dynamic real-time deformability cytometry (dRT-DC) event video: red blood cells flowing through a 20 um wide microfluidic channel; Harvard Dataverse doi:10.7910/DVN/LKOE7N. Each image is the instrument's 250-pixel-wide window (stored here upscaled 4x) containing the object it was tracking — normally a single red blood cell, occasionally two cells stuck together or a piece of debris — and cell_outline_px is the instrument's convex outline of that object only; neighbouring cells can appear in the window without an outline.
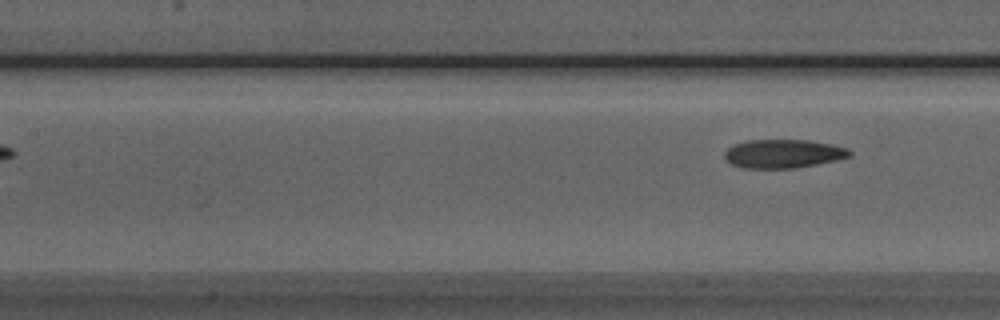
{"species": "Egyptian fruit bat (a non-hibernating species)", "species_latin": "Rousettus aegyptiacus", "temperature_condition": "room temperature", "stored_images_in_passage": 4, "camera_frame_rate_fps": 3000, "um_per_image_px": 0.085, "animal": {"sex": "male"}, "frame": {"image": 1, "passage_image": 4, "time_ms": 1.0, "image_size_px": [1000, 320], "cell_outline_px": [[852, 156], [836, 160], [796, 168], [744, 168], [732, 164], [724, 160], [724, 152], [732, 144], [748, 140], [808, 140], [848, 148], [852, 152]], "centroid_in_image_um": [66.54, 13.06], "position_along_channel_um": 140.9, "area_um2": 20.92}}